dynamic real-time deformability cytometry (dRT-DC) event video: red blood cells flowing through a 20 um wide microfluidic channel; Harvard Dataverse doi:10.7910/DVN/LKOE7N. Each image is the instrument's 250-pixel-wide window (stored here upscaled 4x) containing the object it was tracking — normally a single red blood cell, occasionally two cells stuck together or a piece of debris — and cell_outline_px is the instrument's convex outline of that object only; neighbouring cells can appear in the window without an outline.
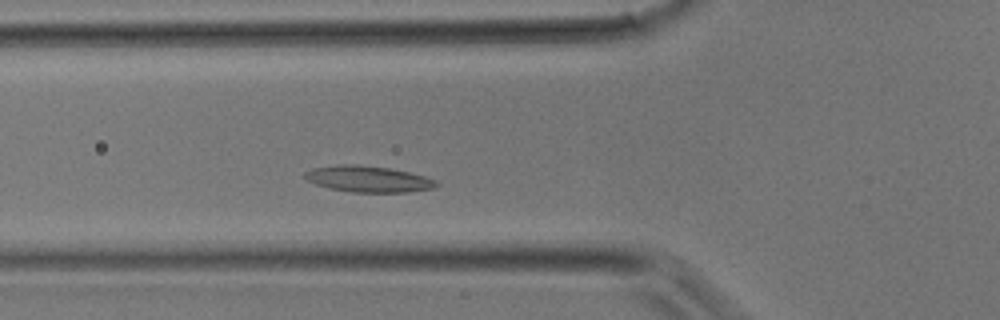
{"species": "common noctule bat (a hibernating species)", "species_latin": "Nyctalus noctula", "temperature_condition": "room temperature", "stored_images_in_passage": 31, "camera_frame_rate_fps": 3000, "um_per_image_px": 0.085, "animal": {"sex": "male", "body_mass_g": 17.9}, "frame": {"image": 1, "passage_image": 8, "time_ms": 2.333, "image_size_px": [1000, 320], "cell_outline_px": [[440, 184], [432, 188], [408, 192], [352, 192], [328, 188], [316, 184], [308, 180], [304, 176], [304, 172], [312, 168], [336, 164], [356, 164], [388, 168], [408, 172], [424, 176], [436, 180]], "centroid_in_image_um": [31.27, 15.21], "position_along_channel_um": 94.5, "area_um2": 20.06}}
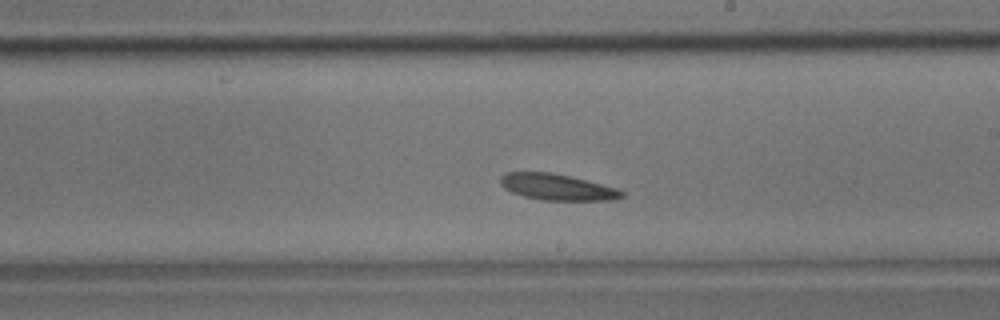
{"frame": {"image": 2, "passage_image": 16, "time_ms": 5.0, "image_size_px": [1000, 320], "cell_outline_px": [[624, 196], [608, 200], [540, 200], [524, 196], [512, 192], [504, 188], [500, 184], [500, 176], [504, 172], [552, 172], [616, 188], [624, 192]], "centroid_in_image_um": [47.29, 15.9], "position_along_channel_um": 241.7, "area_um2": 18.32}}
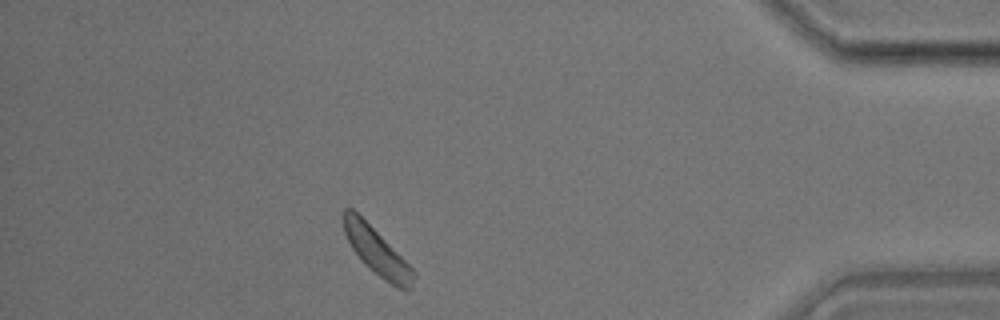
{"frame": {"image": 3, "passage_image": 27, "time_ms": 8.667, "image_size_px": [1000, 320], "cell_outline_px": [[416, 276], [412, 292], [408, 292], [396, 288], [384, 280], [368, 268], [364, 264], [352, 248], [344, 232], [344, 208], [352, 208], [416, 272]], "centroid_in_image_um": [32.09, 21.49], "position_along_channel_um": 403.1, "area_um2": 18.84}}